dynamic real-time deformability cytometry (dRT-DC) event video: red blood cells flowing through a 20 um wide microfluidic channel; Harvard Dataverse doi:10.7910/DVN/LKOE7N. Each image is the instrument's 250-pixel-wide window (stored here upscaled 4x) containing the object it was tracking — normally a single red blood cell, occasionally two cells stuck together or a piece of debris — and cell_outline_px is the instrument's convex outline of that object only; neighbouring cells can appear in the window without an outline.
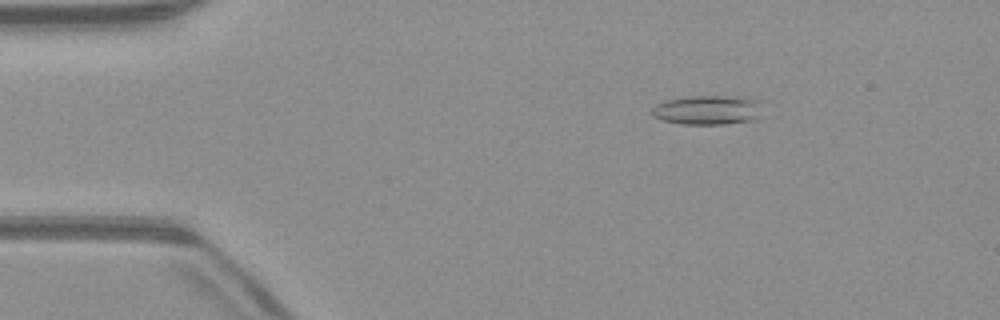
{"species": "common noctule bat (a hibernating species)", "species_latin": "Nyctalus noctula", "temperature_condition": "warm", "stored_images_in_passage": 52, "camera_frame_rate_fps": 3000, "um_per_image_px": 0.085, "animal": {"sex": "male", "body_mass_g": 23.1, "forearm_length_mm": 52.7}, "frame": {"image": 1, "passage_image": 8, "time_ms": 2.333, "image_size_px": [1000, 320], "cell_outline_px": [[760, 120], [724, 124], [680, 124], [660, 120], [652, 116], [652, 108], [656, 104], [668, 100], [688, 96], [736, 96], [760, 100]], "centroid_in_image_um": [60.18, 9.36], "position_along_channel_um": 24.8, "area_um2": 19.25}}
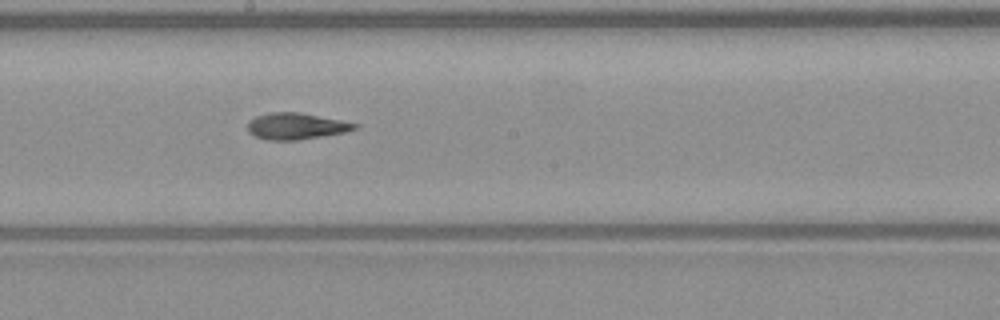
{"frame": {"image": 2, "passage_image": 28, "time_ms": 9.0, "image_size_px": [1000, 320], "cell_outline_px": [[360, 124], [356, 128], [344, 132], [296, 140], [268, 140], [256, 136], [248, 132], [248, 120], [256, 116], [268, 112], [300, 112]], "centroid_in_image_um": [25.13, 10.71], "position_along_channel_um": 223.1, "area_um2": 16.36}}
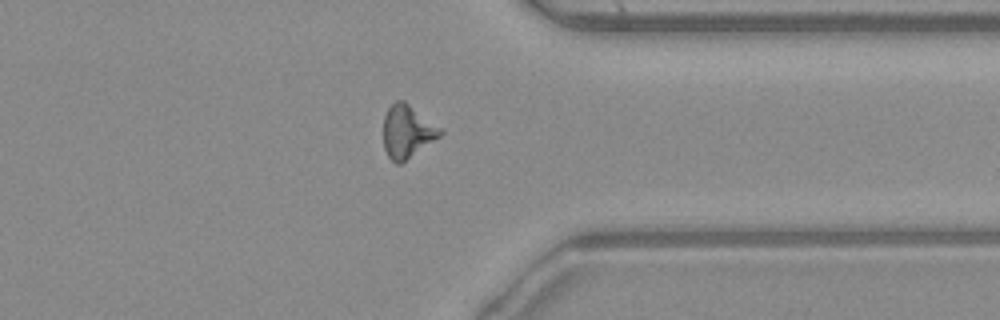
{"frame": {"image": 3, "passage_image": 40, "time_ms": 13.0, "image_size_px": [1000, 320], "cell_outline_px": [[444, 132], [440, 136], [400, 164], [396, 164], [388, 156], [384, 148], [384, 116], [388, 108], [396, 100], [404, 100], [444, 128]], "centroid_in_image_um": [34.65, 11.15], "position_along_channel_um": 376.8, "area_um2": 17.63}, "authors_computed_cell_mechanics": {"area_um2": 16.9643, "velocity_mm_per_s": 4.0025, "shape_relaxation_time_tau1_ms": 6.0625, "shape_relaxation_time_tau2_ms": 3.9785, "deformation_change_tau1": 0.2219, "deformation_change_tau2": 0.127}}